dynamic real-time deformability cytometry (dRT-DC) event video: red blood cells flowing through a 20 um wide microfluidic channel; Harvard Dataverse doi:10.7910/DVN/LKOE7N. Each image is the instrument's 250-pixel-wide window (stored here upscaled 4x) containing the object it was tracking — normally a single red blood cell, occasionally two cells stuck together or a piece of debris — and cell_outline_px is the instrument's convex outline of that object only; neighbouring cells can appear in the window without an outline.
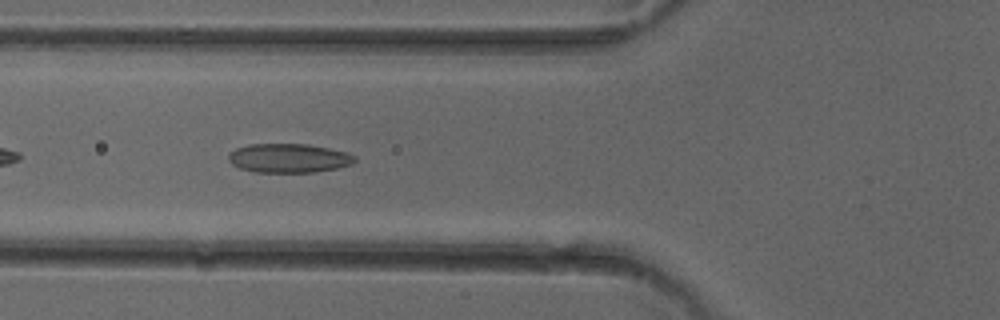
{"species": "common noctule bat (a hibernating species)", "species_latin": "Nyctalus noctula", "temperature_condition": "cold", "stored_images_in_passage": 36, "camera_frame_rate_fps": 3000, "um_per_image_px": 0.085, "animal": {"sex": "female"}, "frame": {"image": 1, "passage_image": 5, "time_ms": 1.333, "image_size_px": [1000, 320], "cell_outline_px": [[356, 160], [352, 164], [336, 168], [316, 172], [256, 172], [240, 168], [232, 164], [228, 160], [228, 156], [236, 148], [248, 144], [308, 144], [328, 148], [344, 152], [356, 156]], "centroid_in_image_um": [24.54, 13.44], "position_along_channel_um": 101.3, "area_um2": 21.27}}
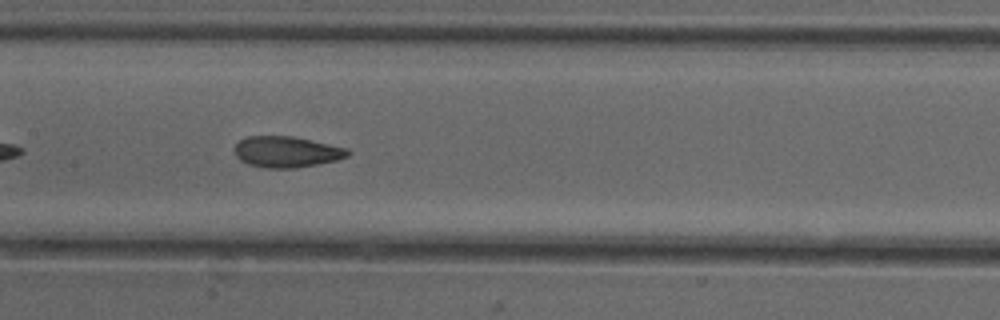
{"frame": {"image": 2, "passage_image": 11, "time_ms": 3.333, "image_size_px": [1000, 320], "cell_outline_px": [[352, 152], [348, 156], [336, 160], [316, 164], [292, 168], [268, 168], [248, 164], [240, 160], [236, 156], [232, 148], [240, 140], [248, 136], [292, 136], [348, 148]], "centroid_in_image_um": [24.34, 12.9], "position_along_channel_um": 183.1, "area_um2": 20.46}}
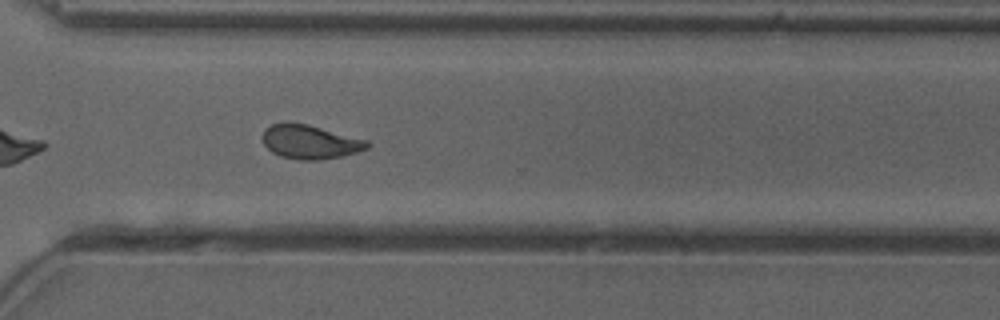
{"frame": {"image": 3, "passage_image": 23, "time_ms": 7.333, "image_size_px": [1000, 320], "cell_outline_px": [[372, 144], [368, 148], [344, 156], [316, 160], [300, 160], [280, 156], [272, 152], [264, 144], [264, 128], [272, 124], [288, 120], [308, 124], [368, 140]], "centroid_in_image_um": [26.36, 12.04], "position_along_channel_um": 344.2, "area_um2": 20.98}, "authors_computed_cell_mechanics": {"area_um2": 20.2589, "velocity_mm_per_s": 4.0446, "shape_relaxation_time_tau1_ms": null, "shape_relaxation_time_tau2_ms": 1.84, "deformation_change_tau1": null, "deformation_change_tau2": 0.0913}}